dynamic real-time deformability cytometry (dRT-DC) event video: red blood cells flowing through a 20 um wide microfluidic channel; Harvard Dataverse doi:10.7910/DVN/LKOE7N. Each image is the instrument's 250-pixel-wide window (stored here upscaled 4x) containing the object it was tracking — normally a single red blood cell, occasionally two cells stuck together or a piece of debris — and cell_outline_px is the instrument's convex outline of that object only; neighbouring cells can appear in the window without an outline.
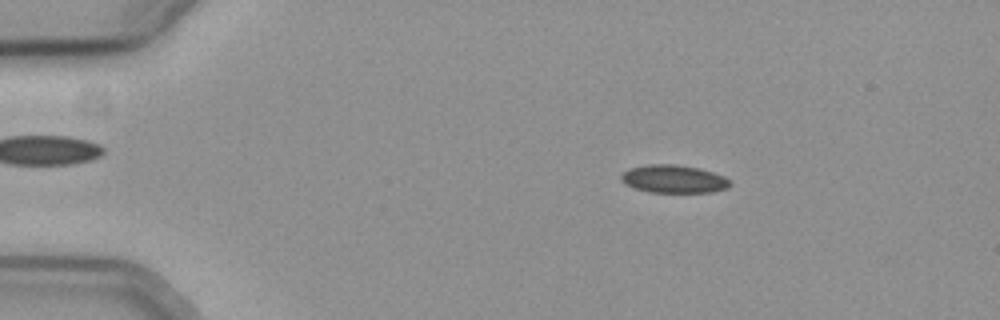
{"species": "common noctule bat (a hibernating species)", "species_latin": "Nyctalus noctula", "temperature_condition": "cold", "stored_images_in_passage": 56, "camera_frame_rate_fps": 3000, "um_per_image_px": 0.085, "animal": {"sex": "female", "body_mass_g": 19.3, "forearm_length_mm": 54.1}, "frame": {"image": 1, "passage_image": 10, "time_ms": 3.0, "image_size_px": [1000, 320], "cell_outline_px": [[732, 184], [728, 188], [712, 192], [648, 192], [624, 184], [620, 180], [620, 176], [628, 168], [648, 164], [676, 164], [696, 168], [712, 172], [724, 176]], "centroid_in_image_um": [57.24, 15.21], "position_along_channel_um": 27.8, "area_um2": 17.74}}
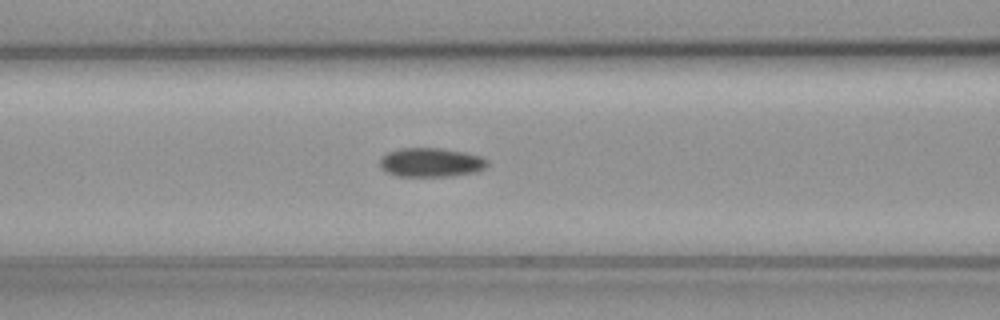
{"frame": {"image": 2, "passage_image": 24, "time_ms": 7.667, "image_size_px": [1000, 320], "cell_outline_px": [[488, 164], [484, 168], [476, 172], [452, 176], [400, 176], [384, 172], [380, 168], [380, 160], [388, 152], [400, 148], [440, 148], [464, 152], [480, 156], [488, 160]], "centroid_in_image_um": [36.63, 13.81], "position_along_channel_um": 130.0, "area_um2": 18.21}}
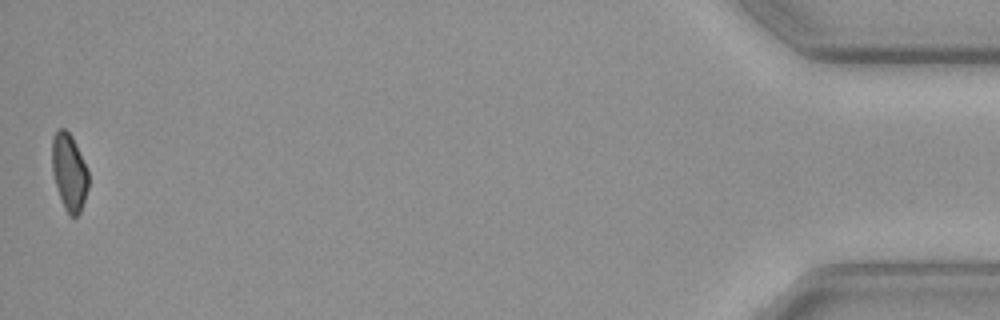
{"frame": {"image": 3, "passage_image": 56, "time_ms": 18.333, "image_size_px": [1000, 320], "cell_outline_px": [[88, 188], [80, 212], [76, 216], [68, 216], [64, 208], [52, 172], [52, 136], [60, 128], [64, 128], [72, 136], [88, 172]], "centroid_in_image_um": [5.87, 14.63], "position_along_channel_um": 429.3, "area_um2": 16.07}}